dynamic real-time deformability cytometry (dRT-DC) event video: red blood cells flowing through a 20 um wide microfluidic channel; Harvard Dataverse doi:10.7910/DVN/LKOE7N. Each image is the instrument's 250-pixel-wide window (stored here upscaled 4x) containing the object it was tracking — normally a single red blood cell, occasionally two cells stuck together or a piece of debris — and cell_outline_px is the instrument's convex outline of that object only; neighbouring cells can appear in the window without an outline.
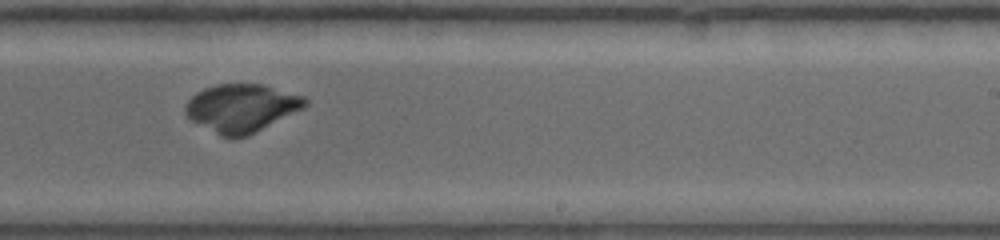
{"species": "common noctule bat (a hibernating species)", "species_latin": "Nyctalus noctula", "temperature_condition": "warm", "stored_images_in_passage": 47, "camera_frame_rate_fps": 4500, "um_per_image_px": 0.085, "animal": {"sex": "female", "body_mass_g": 19.0, "forearm_length_mm": 53.3}, "frame": {"image": 1, "passage_image": 34, "time_ms": 5.333, "image_size_px": [1000, 240], "cell_outline_px": [[308, 104], [304, 108], [248, 136], [220, 136], [192, 120], [184, 112], [184, 108], [188, 100], [196, 92], [204, 88], [216, 84], [264, 84], [304, 96], [308, 100]], "centroid_in_image_um": [20.55, 9.16], "position_along_channel_um": 268.5, "area_um2": 33.35}}
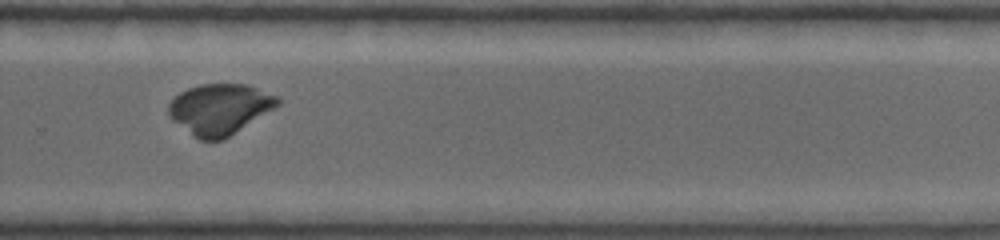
{"frame": {"image": 2, "passage_image": 41, "time_ms": 6.444, "image_size_px": [1000, 240], "cell_outline_px": [[280, 104], [224, 140], [200, 140], [172, 120], [168, 116], [168, 104], [180, 92], [188, 88], [200, 84], [244, 84], [256, 88], [276, 96], [280, 100]], "centroid_in_image_um": [18.65, 9.28], "position_along_channel_um": 311.2, "area_um2": 31.91}}
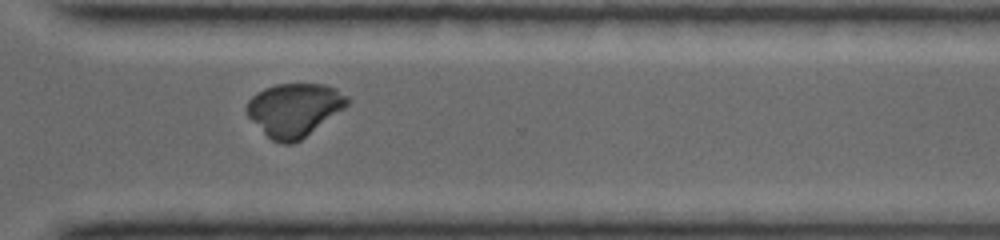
{"frame": {"image": 3, "passage_image": 46, "time_ms": 7.333, "image_size_px": [1000, 240], "cell_outline_px": [[352, 100], [344, 108], [300, 140], [292, 144], [284, 144], [272, 140], [248, 116], [244, 108], [248, 100], [256, 92], [264, 88], [276, 84], [324, 84], [336, 88], [348, 96]], "centroid_in_image_um": [25.01, 9.31], "position_along_channel_um": 345.6, "area_um2": 31.1}}